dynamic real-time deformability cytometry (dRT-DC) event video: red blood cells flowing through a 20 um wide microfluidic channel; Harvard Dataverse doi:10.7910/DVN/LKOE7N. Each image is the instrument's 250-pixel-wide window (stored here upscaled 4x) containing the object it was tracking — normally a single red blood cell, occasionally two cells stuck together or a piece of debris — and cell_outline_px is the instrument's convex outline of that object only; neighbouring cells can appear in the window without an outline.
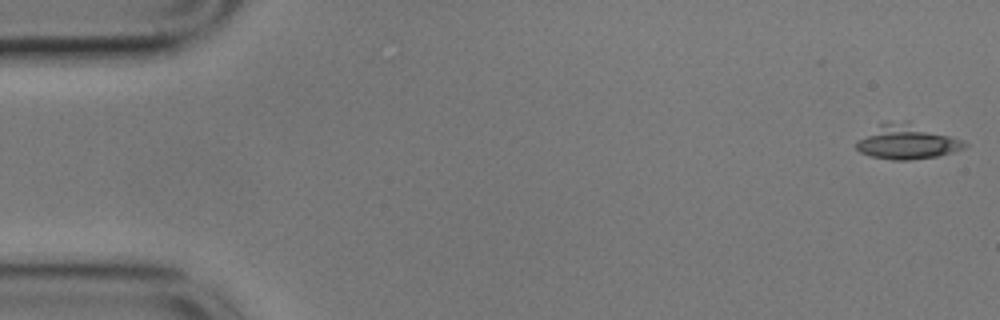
{"species": "common noctule bat (a hibernating species)", "species_latin": "Nyctalus noctula", "temperature_condition": "cold", "stored_images_in_passage": 11, "camera_frame_rate_fps": 3000, "um_per_image_px": 0.085, "animal": {"sex": "male", "body_mass_g": 17.9}, "frame": {"image": 1, "passage_image": 1, "time_ms": 0.0, "image_size_px": [1000, 320], "cell_outline_px": [[968, 144], [964, 148], [952, 152], [936, 156], [908, 160], [892, 160], [872, 156], [860, 152], [856, 148], [856, 140], [880, 124], [888, 120], [908, 120], [960, 140]], "centroid_in_image_um": [77.04, 12.04], "position_along_channel_um": 8.0, "area_um2": 21.68}}